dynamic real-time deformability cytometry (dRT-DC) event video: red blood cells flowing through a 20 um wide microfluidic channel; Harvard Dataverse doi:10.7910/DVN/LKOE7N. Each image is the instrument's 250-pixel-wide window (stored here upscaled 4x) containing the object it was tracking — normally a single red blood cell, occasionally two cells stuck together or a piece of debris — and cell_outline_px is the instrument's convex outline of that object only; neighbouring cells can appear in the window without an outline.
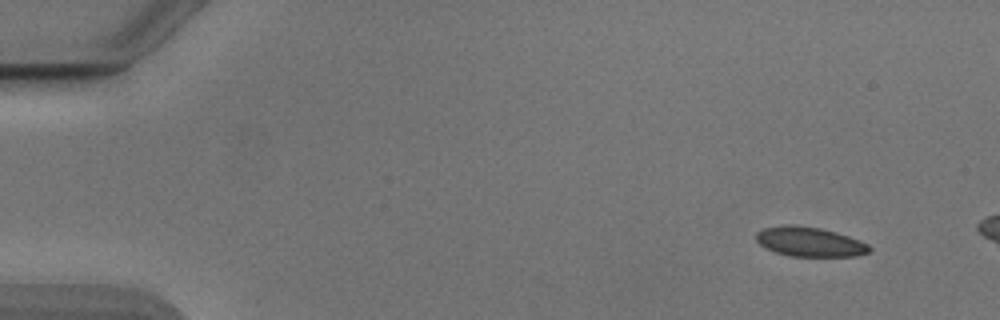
{"species": "Egyptian fruit bat (a non-hibernating species)", "species_latin": "Rousettus aegyptiacus", "temperature_condition": "cold", "stored_images_in_passage": 11, "camera_frame_rate_fps": 3000, "um_per_image_px": 0.085, "animal": {"sex": "male"}, "frame": {"image": 1, "passage_image": 4, "time_ms": 1.0, "image_size_px": [1000, 320], "cell_outline_px": [[872, 248], [868, 252], [856, 256], [788, 256], [764, 248], [756, 240], [756, 232], [764, 228], [784, 224], [796, 224], [820, 228], [836, 232], [860, 240], [868, 244]], "centroid_in_image_um": [68.8, 20.54], "position_along_channel_um": 16.2, "area_um2": 19.65}}